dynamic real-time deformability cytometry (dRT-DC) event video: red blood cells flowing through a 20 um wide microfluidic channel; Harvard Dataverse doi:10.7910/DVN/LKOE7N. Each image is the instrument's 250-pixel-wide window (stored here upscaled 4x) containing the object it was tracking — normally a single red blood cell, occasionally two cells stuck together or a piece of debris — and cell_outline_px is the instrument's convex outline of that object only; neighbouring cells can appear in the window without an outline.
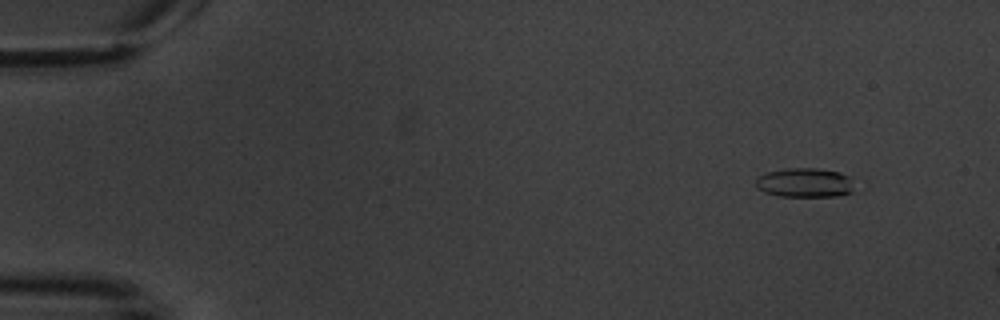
{"species": "common noctule bat (a hibernating species)", "species_latin": "Nyctalus noctula", "temperature_condition": "warm", "stored_images_in_passage": 5, "camera_frame_rate_fps": 3000, "um_per_image_px": 0.085, "animal": {"sex": "male", "body_mass_g": 20.1, "forearm_length_mm": 53.5}, "frame": {"image": 1, "passage_image": 2, "time_ms": 1.333, "image_size_px": [1000, 320], "cell_outline_px": [[852, 192], [840, 196], [780, 196], [764, 192], [756, 188], [756, 180], [760, 176], [768, 172], [784, 168], [816, 168], [840, 172], [848, 176]], "centroid_in_image_um": [68.37, 15.53], "position_along_channel_um": 16.6, "area_um2": 16.65}}